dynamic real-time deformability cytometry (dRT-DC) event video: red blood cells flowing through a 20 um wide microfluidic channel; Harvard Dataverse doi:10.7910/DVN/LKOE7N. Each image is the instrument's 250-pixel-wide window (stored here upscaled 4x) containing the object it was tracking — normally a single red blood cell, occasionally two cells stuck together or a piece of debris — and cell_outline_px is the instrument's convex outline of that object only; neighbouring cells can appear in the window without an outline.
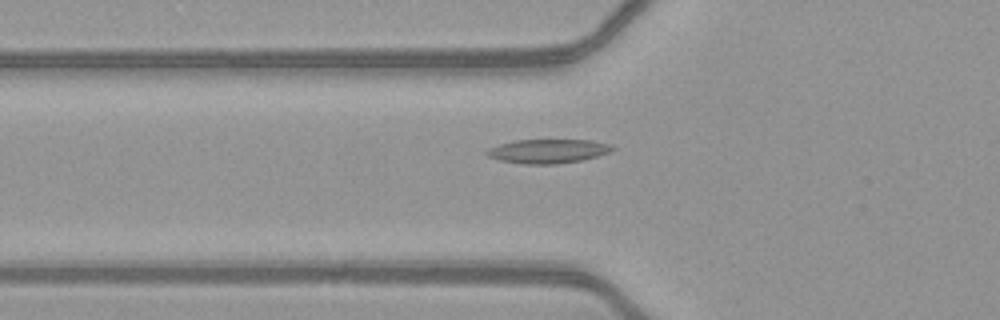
{"species": "common noctule bat (a hibernating species)", "species_latin": "Nyctalus noctula", "temperature_condition": "warm", "stored_images_in_passage": 52, "camera_frame_rate_fps": 3000, "um_per_image_px": 0.085, "animal": {"sex": "female", "body_mass_g": 21.9}, "frame": {"image": 1, "passage_image": 20, "time_ms": 6.333, "image_size_px": [1000, 320], "cell_outline_px": [[616, 148], [608, 152], [596, 156], [580, 160], [556, 164], [524, 164], [500, 160], [488, 156], [484, 152], [488, 148], [500, 144], [516, 140], [592, 140], [612, 144]], "centroid_in_image_um": [46.57, 12.84], "position_along_channel_um": 79.2, "area_um2": 17.51}}
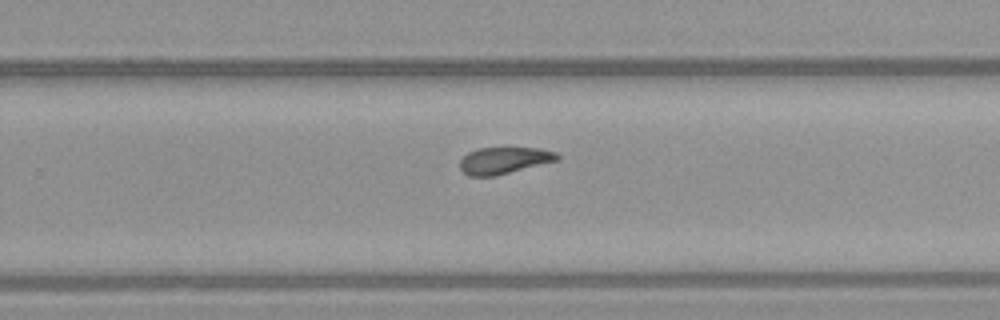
{"frame": {"image": 2, "passage_image": 35, "time_ms": 11.333, "image_size_px": [1000, 320], "cell_outline_px": [[560, 160], [496, 176], [468, 176], [460, 168], [460, 160], [468, 152], [476, 148], [540, 148], [556, 152], [560, 156]], "centroid_in_image_um": [42.87, 13.64], "position_along_channel_um": 286.9, "area_um2": 15.32}}
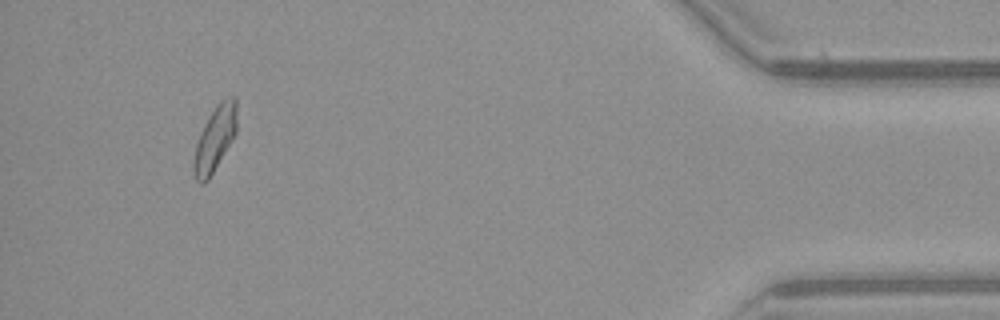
{"frame": {"image": 3, "passage_image": 49, "time_ms": 16.0, "image_size_px": [1000, 320], "cell_outline_px": [[236, 132], [232, 140], [208, 180], [204, 184], [200, 184], [196, 180], [192, 168], [192, 160], [196, 144], [200, 132], [208, 116], [216, 104], [220, 100], [232, 96], [236, 96]], "centroid_in_image_um": [18.24, 11.8], "position_along_channel_um": 417.0, "area_um2": 16.42}}